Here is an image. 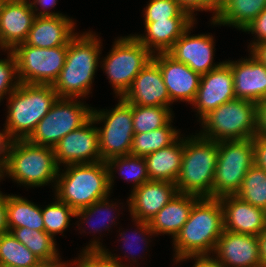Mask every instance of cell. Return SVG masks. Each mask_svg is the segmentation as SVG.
Here are the masks:
<instances>
[{
    "label": "cell",
    "instance_id": "cell-1",
    "mask_svg": "<svg viewBox=\"0 0 266 267\" xmlns=\"http://www.w3.org/2000/svg\"><path fill=\"white\" fill-rule=\"evenodd\" d=\"M98 37V38H97ZM93 31L77 33L67 47L66 61L52 84L59 98L83 99L92 93L94 76L100 66L102 40ZM92 86V87H91Z\"/></svg>",
    "mask_w": 266,
    "mask_h": 267
},
{
    "label": "cell",
    "instance_id": "cell-2",
    "mask_svg": "<svg viewBox=\"0 0 266 267\" xmlns=\"http://www.w3.org/2000/svg\"><path fill=\"white\" fill-rule=\"evenodd\" d=\"M224 231L219 198L200 197L188 220L172 240L174 261L191 255H211Z\"/></svg>",
    "mask_w": 266,
    "mask_h": 267
},
{
    "label": "cell",
    "instance_id": "cell-3",
    "mask_svg": "<svg viewBox=\"0 0 266 267\" xmlns=\"http://www.w3.org/2000/svg\"><path fill=\"white\" fill-rule=\"evenodd\" d=\"M63 167L59 169L53 195L74 211L111 196L105 161Z\"/></svg>",
    "mask_w": 266,
    "mask_h": 267
},
{
    "label": "cell",
    "instance_id": "cell-4",
    "mask_svg": "<svg viewBox=\"0 0 266 267\" xmlns=\"http://www.w3.org/2000/svg\"><path fill=\"white\" fill-rule=\"evenodd\" d=\"M60 167L56 162L54 148L35 145L27 139L9 141L4 178L27 188L56 184Z\"/></svg>",
    "mask_w": 266,
    "mask_h": 267
},
{
    "label": "cell",
    "instance_id": "cell-5",
    "mask_svg": "<svg viewBox=\"0 0 266 267\" xmlns=\"http://www.w3.org/2000/svg\"><path fill=\"white\" fill-rule=\"evenodd\" d=\"M57 98L52 84L20 83L6 98L4 131L7 138L10 141L27 139Z\"/></svg>",
    "mask_w": 266,
    "mask_h": 267
},
{
    "label": "cell",
    "instance_id": "cell-6",
    "mask_svg": "<svg viewBox=\"0 0 266 267\" xmlns=\"http://www.w3.org/2000/svg\"><path fill=\"white\" fill-rule=\"evenodd\" d=\"M184 136L181 169L175 182L178 193L212 198L218 142L198 133Z\"/></svg>",
    "mask_w": 266,
    "mask_h": 267
},
{
    "label": "cell",
    "instance_id": "cell-7",
    "mask_svg": "<svg viewBox=\"0 0 266 267\" xmlns=\"http://www.w3.org/2000/svg\"><path fill=\"white\" fill-rule=\"evenodd\" d=\"M198 134L215 142L254 138L257 132L256 103L235 98L205 115Z\"/></svg>",
    "mask_w": 266,
    "mask_h": 267
},
{
    "label": "cell",
    "instance_id": "cell-8",
    "mask_svg": "<svg viewBox=\"0 0 266 267\" xmlns=\"http://www.w3.org/2000/svg\"><path fill=\"white\" fill-rule=\"evenodd\" d=\"M152 56L153 54L131 34L115 39L112 49L100 61L101 69L113 87L115 98L123 97Z\"/></svg>",
    "mask_w": 266,
    "mask_h": 267
},
{
    "label": "cell",
    "instance_id": "cell-9",
    "mask_svg": "<svg viewBox=\"0 0 266 267\" xmlns=\"http://www.w3.org/2000/svg\"><path fill=\"white\" fill-rule=\"evenodd\" d=\"M82 101L58 97L27 140L35 145L54 148L64 136L91 119L93 107Z\"/></svg>",
    "mask_w": 266,
    "mask_h": 267
},
{
    "label": "cell",
    "instance_id": "cell-10",
    "mask_svg": "<svg viewBox=\"0 0 266 267\" xmlns=\"http://www.w3.org/2000/svg\"><path fill=\"white\" fill-rule=\"evenodd\" d=\"M118 104L111 109L93 108L92 119L99 133V151L102 161L114 157L130 154L133 136L132 104L127 103L122 97L118 98ZM104 124V125H103Z\"/></svg>",
    "mask_w": 266,
    "mask_h": 267
},
{
    "label": "cell",
    "instance_id": "cell-11",
    "mask_svg": "<svg viewBox=\"0 0 266 267\" xmlns=\"http://www.w3.org/2000/svg\"><path fill=\"white\" fill-rule=\"evenodd\" d=\"M254 163L253 138L218 142L212 198L235 195L240 190L246 173Z\"/></svg>",
    "mask_w": 266,
    "mask_h": 267
},
{
    "label": "cell",
    "instance_id": "cell-12",
    "mask_svg": "<svg viewBox=\"0 0 266 267\" xmlns=\"http://www.w3.org/2000/svg\"><path fill=\"white\" fill-rule=\"evenodd\" d=\"M67 47L39 48L25 42L16 45L13 52L20 83L53 84L64 67Z\"/></svg>",
    "mask_w": 266,
    "mask_h": 267
},
{
    "label": "cell",
    "instance_id": "cell-13",
    "mask_svg": "<svg viewBox=\"0 0 266 267\" xmlns=\"http://www.w3.org/2000/svg\"><path fill=\"white\" fill-rule=\"evenodd\" d=\"M91 118L79 129L64 136L54 147L58 166L100 162L99 133Z\"/></svg>",
    "mask_w": 266,
    "mask_h": 267
},
{
    "label": "cell",
    "instance_id": "cell-14",
    "mask_svg": "<svg viewBox=\"0 0 266 267\" xmlns=\"http://www.w3.org/2000/svg\"><path fill=\"white\" fill-rule=\"evenodd\" d=\"M196 22L197 20L183 32L167 53L202 75L219 67L224 61L214 63L216 42L212 34H191Z\"/></svg>",
    "mask_w": 266,
    "mask_h": 267
},
{
    "label": "cell",
    "instance_id": "cell-15",
    "mask_svg": "<svg viewBox=\"0 0 266 267\" xmlns=\"http://www.w3.org/2000/svg\"><path fill=\"white\" fill-rule=\"evenodd\" d=\"M235 98L233 73L225 60L219 67L201 75L192 110L196 109L199 122L210 111Z\"/></svg>",
    "mask_w": 266,
    "mask_h": 267
},
{
    "label": "cell",
    "instance_id": "cell-16",
    "mask_svg": "<svg viewBox=\"0 0 266 267\" xmlns=\"http://www.w3.org/2000/svg\"><path fill=\"white\" fill-rule=\"evenodd\" d=\"M152 58L159 65L171 102L181 101L191 105L200 86L201 74L176 61L168 53H157Z\"/></svg>",
    "mask_w": 266,
    "mask_h": 267
},
{
    "label": "cell",
    "instance_id": "cell-17",
    "mask_svg": "<svg viewBox=\"0 0 266 267\" xmlns=\"http://www.w3.org/2000/svg\"><path fill=\"white\" fill-rule=\"evenodd\" d=\"M127 103L139 106L172 107L158 63L152 58L134 78L122 97Z\"/></svg>",
    "mask_w": 266,
    "mask_h": 267
},
{
    "label": "cell",
    "instance_id": "cell-18",
    "mask_svg": "<svg viewBox=\"0 0 266 267\" xmlns=\"http://www.w3.org/2000/svg\"><path fill=\"white\" fill-rule=\"evenodd\" d=\"M225 267L261 265L258 236L224 230L212 254Z\"/></svg>",
    "mask_w": 266,
    "mask_h": 267
},
{
    "label": "cell",
    "instance_id": "cell-19",
    "mask_svg": "<svg viewBox=\"0 0 266 267\" xmlns=\"http://www.w3.org/2000/svg\"><path fill=\"white\" fill-rule=\"evenodd\" d=\"M30 0H9L0 14V50H12L24 43L35 19Z\"/></svg>",
    "mask_w": 266,
    "mask_h": 267
},
{
    "label": "cell",
    "instance_id": "cell-20",
    "mask_svg": "<svg viewBox=\"0 0 266 267\" xmlns=\"http://www.w3.org/2000/svg\"><path fill=\"white\" fill-rule=\"evenodd\" d=\"M223 227L235 233L259 236L266 228V210L243 201L236 195L219 197Z\"/></svg>",
    "mask_w": 266,
    "mask_h": 267
},
{
    "label": "cell",
    "instance_id": "cell-21",
    "mask_svg": "<svg viewBox=\"0 0 266 267\" xmlns=\"http://www.w3.org/2000/svg\"><path fill=\"white\" fill-rule=\"evenodd\" d=\"M177 193L176 184L167 181H148L131 191L126 200L130 217L148 222Z\"/></svg>",
    "mask_w": 266,
    "mask_h": 267
},
{
    "label": "cell",
    "instance_id": "cell-22",
    "mask_svg": "<svg viewBox=\"0 0 266 267\" xmlns=\"http://www.w3.org/2000/svg\"><path fill=\"white\" fill-rule=\"evenodd\" d=\"M233 73L236 98L255 103L266 98V66L253 57L226 61Z\"/></svg>",
    "mask_w": 266,
    "mask_h": 267
},
{
    "label": "cell",
    "instance_id": "cell-23",
    "mask_svg": "<svg viewBox=\"0 0 266 267\" xmlns=\"http://www.w3.org/2000/svg\"><path fill=\"white\" fill-rule=\"evenodd\" d=\"M75 27V20L67 15L56 17L36 16L25 43L45 49L65 46L77 34Z\"/></svg>",
    "mask_w": 266,
    "mask_h": 267
},
{
    "label": "cell",
    "instance_id": "cell-24",
    "mask_svg": "<svg viewBox=\"0 0 266 267\" xmlns=\"http://www.w3.org/2000/svg\"><path fill=\"white\" fill-rule=\"evenodd\" d=\"M194 21L193 18H167L144 22V33L132 35L153 55L167 53Z\"/></svg>",
    "mask_w": 266,
    "mask_h": 267
},
{
    "label": "cell",
    "instance_id": "cell-25",
    "mask_svg": "<svg viewBox=\"0 0 266 267\" xmlns=\"http://www.w3.org/2000/svg\"><path fill=\"white\" fill-rule=\"evenodd\" d=\"M200 197L176 193L172 199L148 221L155 236L171 235L172 240L188 220L191 208Z\"/></svg>",
    "mask_w": 266,
    "mask_h": 267
},
{
    "label": "cell",
    "instance_id": "cell-26",
    "mask_svg": "<svg viewBox=\"0 0 266 267\" xmlns=\"http://www.w3.org/2000/svg\"><path fill=\"white\" fill-rule=\"evenodd\" d=\"M183 149L184 135L181 134L171 145L144 156L149 179L175 183L181 169Z\"/></svg>",
    "mask_w": 266,
    "mask_h": 267
},
{
    "label": "cell",
    "instance_id": "cell-27",
    "mask_svg": "<svg viewBox=\"0 0 266 267\" xmlns=\"http://www.w3.org/2000/svg\"><path fill=\"white\" fill-rule=\"evenodd\" d=\"M109 198L110 197H107L105 199L96 201L88 207H85V208H82L78 211H75V217L74 218H77L80 221V222L77 221L78 223H76L77 227H78L77 229L80 230V232H79L80 234H82L83 232L84 233L86 232V230H85L86 228L83 227V224L85 226L88 224H89L88 225L89 227L91 226L90 231L86 232V233H90V234L91 233L96 234L98 232L100 234V233H102V231L103 232L104 231L105 232L110 231L109 229L111 227H113L114 225L115 226L118 225L119 222H117L118 220H116V219H117V216H120V210L121 209L123 210V208H124V207L120 208V205L123 203H121V202L119 203L118 201L115 202L112 199L110 201ZM113 211L116 212L118 215H116ZM113 214L116 216H114ZM95 216H97V217H95ZM116 222H117V224H116ZM96 227H98V228H96ZM81 228H83V229L81 230Z\"/></svg>",
    "mask_w": 266,
    "mask_h": 267
},
{
    "label": "cell",
    "instance_id": "cell-28",
    "mask_svg": "<svg viewBox=\"0 0 266 267\" xmlns=\"http://www.w3.org/2000/svg\"><path fill=\"white\" fill-rule=\"evenodd\" d=\"M266 0H229L218 12L213 26H229L243 31L264 9Z\"/></svg>",
    "mask_w": 266,
    "mask_h": 267
},
{
    "label": "cell",
    "instance_id": "cell-29",
    "mask_svg": "<svg viewBox=\"0 0 266 267\" xmlns=\"http://www.w3.org/2000/svg\"><path fill=\"white\" fill-rule=\"evenodd\" d=\"M9 232L37 256L45 266H57L64 262L58 252L56 241L45 231L19 227L13 228Z\"/></svg>",
    "mask_w": 266,
    "mask_h": 267
},
{
    "label": "cell",
    "instance_id": "cell-30",
    "mask_svg": "<svg viewBox=\"0 0 266 267\" xmlns=\"http://www.w3.org/2000/svg\"><path fill=\"white\" fill-rule=\"evenodd\" d=\"M7 223L9 231L19 227L45 231L42 207L16 194L7 195Z\"/></svg>",
    "mask_w": 266,
    "mask_h": 267
},
{
    "label": "cell",
    "instance_id": "cell-31",
    "mask_svg": "<svg viewBox=\"0 0 266 267\" xmlns=\"http://www.w3.org/2000/svg\"><path fill=\"white\" fill-rule=\"evenodd\" d=\"M108 175H109V187L111 192L113 191L115 174L114 172L121 175L123 180L128 183L132 182V190H135L145 182L150 181L147 174L146 161L144 157L135 156V155H125L114 157L106 161Z\"/></svg>",
    "mask_w": 266,
    "mask_h": 267
},
{
    "label": "cell",
    "instance_id": "cell-32",
    "mask_svg": "<svg viewBox=\"0 0 266 267\" xmlns=\"http://www.w3.org/2000/svg\"><path fill=\"white\" fill-rule=\"evenodd\" d=\"M172 123L171 120L167 125L151 132L135 133L130 154L144 157L171 145L181 135V131L173 127Z\"/></svg>",
    "mask_w": 266,
    "mask_h": 267
},
{
    "label": "cell",
    "instance_id": "cell-33",
    "mask_svg": "<svg viewBox=\"0 0 266 267\" xmlns=\"http://www.w3.org/2000/svg\"><path fill=\"white\" fill-rule=\"evenodd\" d=\"M94 238L82 248L79 256L71 260L73 267H127L121 254L116 255L100 242V237Z\"/></svg>",
    "mask_w": 266,
    "mask_h": 267
},
{
    "label": "cell",
    "instance_id": "cell-34",
    "mask_svg": "<svg viewBox=\"0 0 266 267\" xmlns=\"http://www.w3.org/2000/svg\"><path fill=\"white\" fill-rule=\"evenodd\" d=\"M0 264L19 267H46L10 232L0 235Z\"/></svg>",
    "mask_w": 266,
    "mask_h": 267
},
{
    "label": "cell",
    "instance_id": "cell-35",
    "mask_svg": "<svg viewBox=\"0 0 266 267\" xmlns=\"http://www.w3.org/2000/svg\"><path fill=\"white\" fill-rule=\"evenodd\" d=\"M173 112L165 106L132 105L134 132H151L167 125L174 118Z\"/></svg>",
    "mask_w": 266,
    "mask_h": 267
},
{
    "label": "cell",
    "instance_id": "cell-36",
    "mask_svg": "<svg viewBox=\"0 0 266 267\" xmlns=\"http://www.w3.org/2000/svg\"><path fill=\"white\" fill-rule=\"evenodd\" d=\"M235 195L255 207L266 210V171L254 163Z\"/></svg>",
    "mask_w": 266,
    "mask_h": 267
},
{
    "label": "cell",
    "instance_id": "cell-37",
    "mask_svg": "<svg viewBox=\"0 0 266 267\" xmlns=\"http://www.w3.org/2000/svg\"><path fill=\"white\" fill-rule=\"evenodd\" d=\"M54 198L52 203L46 207L42 206V216L45 232L56 240V234L62 235L70 225H73L70 221L71 217H75V211L56 197Z\"/></svg>",
    "mask_w": 266,
    "mask_h": 267
},
{
    "label": "cell",
    "instance_id": "cell-38",
    "mask_svg": "<svg viewBox=\"0 0 266 267\" xmlns=\"http://www.w3.org/2000/svg\"><path fill=\"white\" fill-rule=\"evenodd\" d=\"M132 220L134 221L133 222L135 224L134 226H136L135 227L136 229H134L133 234H131V236H129V234L127 235V233L123 230L118 235L119 238H121V239H118V241H122L123 246H121V247L124 250H126L124 252L125 257H123L124 259H126V257H127V260L129 261L128 264H126V266L127 267H138L140 265V263H139V261H137L138 259H136V252L135 251L137 249L139 250V247H140L139 245L144 244V242H145V244H144V246H141V247H143L141 249L142 250L145 249L147 251L148 249H146V248L149 247L147 245H150L149 243H151L150 238H152V236H155V234L153 233L152 229L150 228V225L148 222L137 220V219H132ZM131 233H132V231H131ZM135 246H137V247H135ZM137 256H139V255H137ZM135 263L137 266H134ZM129 264H130V266H129Z\"/></svg>",
    "mask_w": 266,
    "mask_h": 267
},
{
    "label": "cell",
    "instance_id": "cell-39",
    "mask_svg": "<svg viewBox=\"0 0 266 267\" xmlns=\"http://www.w3.org/2000/svg\"><path fill=\"white\" fill-rule=\"evenodd\" d=\"M143 9L144 22L167 20V18H192L179 5L177 0H149Z\"/></svg>",
    "mask_w": 266,
    "mask_h": 267
},
{
    "label": "cell",
    "instance_id": "cell-40",
    "mask_svg": "<svg viewBox=\"0 0 266 267\" xmlns=\"http://www.w3.org/2000/svg\"><path fill=\"white\" fill-rule=\"evenodd\" d=\"M5 53L7 58L0 59V103L20 85L15 56L11 50Z\"/></svg>",
    "mask_w": 266,
    "mask_h": 267
},
{
    "label": "cell",
    "instance_id": "cell-41",
    "mask_svg": "<svg viewBox=\"0 0 266 267\" xmlns=\"http://www.w3.org/2000/svg\"><path fill=\"white\" fill-rule=\"evenodd\" d=\"M251 33L254 40L248 43L249 50L256 44L266 41V8L243 30ZM252 42V43H251Z\"/></svg>",
    "mask_w": 266,
    "mask_h": 267
},
{
    "label": "cell",
    "instance_id": "cell-42",
    "mask_svg": "<svg viewBox=\"0 0 266 267\" xmlns=\"http://www.w3.org/2000/svg\"><path fill=\"white\" fill-rule=\"evenodd\" d=\"M57 2L58 0H31L30 4L35 16L38 17H56L65 15L60 12H52V8L56 6Z\"/></svg>",
    "mask_w": 266,
    "mask_h": 267
},
{
    "label": "cell",
    "instance_id": "cell-43",
    "mask_svg": "<svg viewBox=\"0 0 266 267\" xmlns=\"http://www.w3.org/2000/svg\"><path fill=\"white\" fill-rule=\"evenodd\" d=\"M181 8L186 11L194 20H197L195 12H210V0H177Z\"/></svg>",
    "mask_w": 266,
    "mask_h": 267
},
{
    "label": "cell",
    "instance_id": "cell-44",
    "mask_svg": "<svg viewBox=\"0 0 266 267\" xmlns=\"http://www.w3.org/2000/svg\"><path fill=\"white\" fill-rule=\"evenodd\" d=\"M194 260L195 263L192 267H225L221 262H219L213 255H191L180 259L179 261H173L180 263L184 261Z\"/></svg>",
    "mask_w": 266,
    "mask_h": 267
},
{
    "label": "cell",
    "instance_id": "cell-45",
    "mask_svg": "<svg viewBox=\"0 0 266 267\" xmlns=\"http://www.w3.org/2000/svg\"><path fill=\"white\" fill-rule=\"evenodd\" d=\"M255 164L266 171V137L253 138Z\"/></svg>",
    "mask_w": 266,
    "mask_h": 267
},
{
    "label": "cell",
    "instance_id": "cell-46",
    "mask_svg": "<svg viewBox=\"0 0 266 267\" xmlns=\"http://www.w3.org/2000/svg\"><path fill=\"white\" fill-rule=\"evenodd\" d=\"M257 136L266 137V98L256 103Z\"/></svg>",
    "mask_w": 266,
    "mask_h": 267
},
{
    "label": "cell",
    "instance_id": "cell-47",
    "mask_svg": "<svg viewBox=\"0 0 266 267\" xmlns=\"http://www.w3.org/2000/svg\"><path fill=\"white\" fill-rule=\"evenodd\" d=\"M9 227L7 223V194H3L0 190V235L8 233Z\"/></svg>",
    "mask_w": 266,
    "mask_h": 267
},
{
    "label": "cell",
    "instance_id": "cell-48",
    "mask_svg": "<svg viewBox=\"0 0 266 267\" xmlns=\"http://www.w3.org/2000/svg\"><path fill=\"white\" fill-rule=\"evenodd\" d=\"M248 52L266 66V41L254 45Z\"/></svg>",
    "mask_w": 266,
    "mask_h": 267
},
{
    "label": "cell",
    "instance_id": "cell-49",
    "mask_svg": "<svg viewBox=\"0 0 266 267\" xmlns=\"http://www.w3.org/2000/svg\"><path fill=\"white\" fill-rule=\"evenodd\" d=\"M9 139L6 136L4 129L0 131V162L4 165L6 162L7 147L9 144Z\"/></svg>",
    "mask_w": 266,
    "mask_h": 267
},
{
    "label": "cell",
    "instance_id": "cell-50",
    "mask_svg": "<svg viewBox=\"0 0 266 267\" xmlns=\"http://www.w3.org/2000/svg\"><path fill=\"white\" fill-rule=\"evenodd\" d=\"M258 240L261 265L266 266V228L258 236Z\"/></svg>",
    "mask_w": 266,
    "mask_h": 267
},
{
    "label": "cell",
    "instance_id": "cell-51",
    "mask_svg": "<svg viewBox=\"0 0 266 267\" xmlns=\"http://www.w3.org/2000/svg\"><path fill=\"white\" fill-rule=\"evenodd\" d=\"M229 0H210V11L213 13L210 20H214L218 12Z\"/></svg>",
    "mask_w": 266,
    "mask_h": 267
},
{
    "label": "cell",
    "instance_id": "cell-52",
    "mask_svg": "<svg viewBox=\"0 0 266 267\" xmlns=\"http://www.w3.org/2000/svg\"><path fill=\"white\" fill-rule=\"evenodd\" d=\"M46 267H73L71 261H64L62 264L57 266H46Z\"/></svg>",
    "mask_w": 266,
    "mask_h": 267
},
{
    "label": "cell",
    "instance_id": "cell-53",
    "mask_svg": "<svg viewBox=\"0 0 266 267\" xmlns=\"http://www.w3.org/2000/svg\"><path fill=\"white\" fill-rule=\"evenodd\" d=\"M4 179V165L0 162V182Z\"/></svg>",
    "mask_w": 266,
    "mask_h": 267
},
{
    "label": "cell",
    "instance_id": "cell-54",
    "mask_svg": "<svg viewBox=\"0 0 266 267\" xmlns=\"http://www.w3.org/2000/svg\"><path fill=\"white\" fill-rule=\"evenodd\" d=\"M0 267H19V266H12V265H7V264H0Z\"/></svg>",
    "mask_w": 266,
    "mask_h": 267
},
{
    "label": "cell",
    "instance_id": "cell-55",
    "mask_svg": "<svg viewBox=\"0 0 266 267\" xmlns=\"http://www.w3.org/2000/svg\"><path fill=\"white\" fill-rule=\"evenodd\" d=\"M4 3H5V1H0V14H1V10H2Z\"/></svg>",
    "mask_w": 266,
    "mask_h": 267
}]
</instances>
